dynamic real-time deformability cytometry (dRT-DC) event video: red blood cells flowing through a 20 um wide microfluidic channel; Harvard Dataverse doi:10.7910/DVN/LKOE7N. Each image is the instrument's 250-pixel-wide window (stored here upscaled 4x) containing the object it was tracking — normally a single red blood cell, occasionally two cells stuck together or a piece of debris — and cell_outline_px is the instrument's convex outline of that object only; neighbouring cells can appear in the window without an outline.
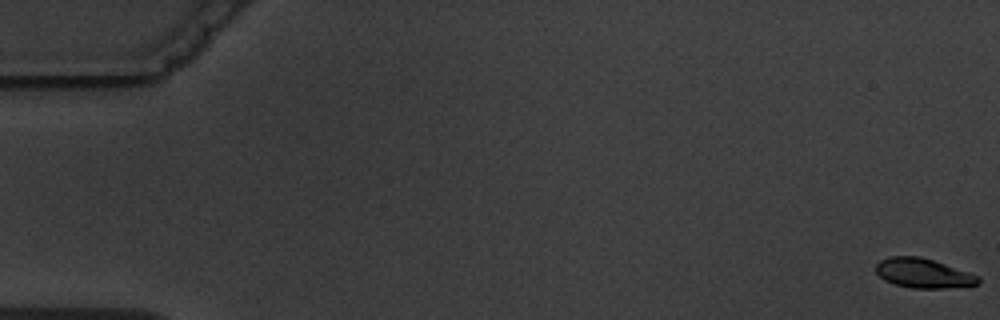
{"species": "common noctule bat (a hibernating species)", "species_latin": "Nyctalus noctula", "temperature_condition": "warm", "stored_images_in_passage": 4, "camera_frame_rate_fps": 3000, "um_per_image_px": 0.085, "animal": {"sex": "male", "body_mass_g": 19.5, "forearm_length_mm": 54.6}, "frame": {"image": 1, "passage_image": 1, "time_ms": 0.0, "image_size_px": [1000, 320], "cell_outline_px": [[980, 284], [944, 288], [912, 288], [896, 284], [884, 280], [876, 272], [876, 264], [880, 260], [892, 256], [920, 256], [980, 276]], "centroid_in_image_um": [78.47, 23.22], "position_along_channel_um": 6.5, "area_um2": 17.4}}
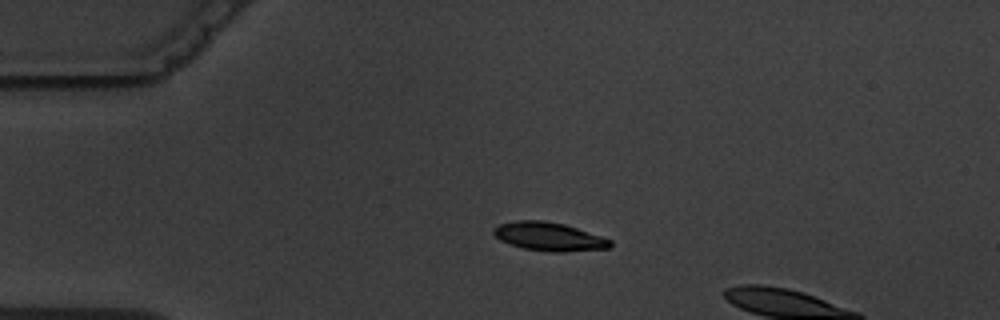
{"frame": {"image": 2, "passage_image": 3, "time_ms": 4.333, "image_size_px": [1000, 320], "cell_outline_px": [[612, 248], [564, 252], [548, 252], [524, 248], [508, 244], [500, 240], [492, 232], [492, 228], [500, 224], [516, 220], [544, 220], [564, 224], [612, 240]], "centroid_in_image_um": [46.65, 20.11], "position_along_channel_um": 38.3, "area_um2": 19.48}}